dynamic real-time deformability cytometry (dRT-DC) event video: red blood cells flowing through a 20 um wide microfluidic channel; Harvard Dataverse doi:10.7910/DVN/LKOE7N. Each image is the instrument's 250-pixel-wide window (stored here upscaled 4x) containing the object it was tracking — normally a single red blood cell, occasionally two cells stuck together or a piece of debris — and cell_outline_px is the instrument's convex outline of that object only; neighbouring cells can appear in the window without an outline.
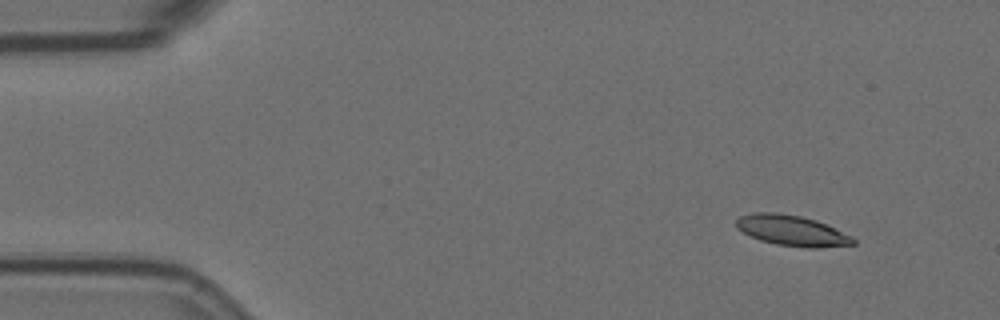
{"species": "Egyptian fruit bat (a non-hibernating species)", "species_latin": "Rousettus aegyptiacus", "temperature_condition": "room temperature", "stored_images_in_passage": 6, "camera_frame_rate_fps": 3000, "um_per_image_px": 0.085, "animal": {"sex": "female"}, "frame": {"image": 1, "passage_image": 2, "time_ms": 0.333, "image_size_px": [1000, 320], "cell_outline_px": [[856, 244], [816, 248], [808, 248], [776, 244], [760, 240], [736, 228], [736, 220], [740, 216], [752, 212], [776, 212], [800, 216], [816, 220], [852, 236], [856, 240]], "centroid_in_image_um": [67.31, 19.59], "position_along_channel_um": 17.7, "area_um2": 20.75}}
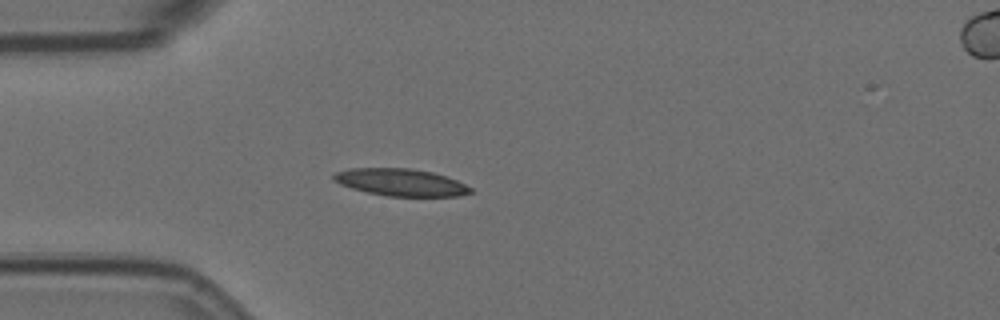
{"frame": {"image": 2, "passage_image": 4, "time_ms": 1.0, "image_size_px": [1000, 320], "cell_outline_px": [[472, 192], [460, 196], [388, 196], [368, 192], [352, 188], [340, 184], [332, 180], [332, 176], [336, 172], [348, 168], [412, 168], [432, 172], [448, 176], [472, 188]], "centroid_in_image_um": [34.06, 15.49], "position_along_channel_um": 50.9, "area_um2": 21.73}}